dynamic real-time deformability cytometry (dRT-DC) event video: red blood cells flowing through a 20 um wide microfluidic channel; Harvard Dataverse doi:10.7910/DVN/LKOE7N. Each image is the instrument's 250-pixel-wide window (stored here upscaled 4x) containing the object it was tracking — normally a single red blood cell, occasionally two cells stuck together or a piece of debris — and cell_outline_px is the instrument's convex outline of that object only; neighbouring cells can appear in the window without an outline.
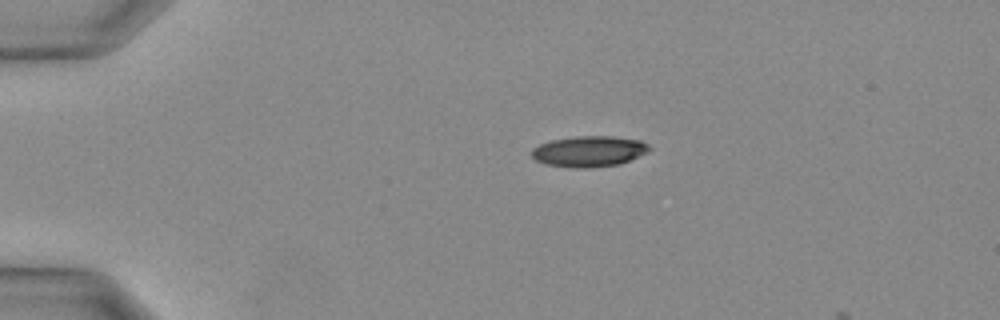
{"species": "Egyptian fruit bat (a non-hibernating species)", "species_latin": "Rousettus aegyptiacus", "temperature_condition": "warm", "stored_images_in_passage": 3, "camera_frame_rate_fps": 3000, "um_per_image_px": 0.085, "animal": {"sex": "female"}, "frame": {"image": 1, "passage_image": 1, "time_ms": 0.0, "image_size_px": [1000, 320], "cell_outline_px": [[652, 148], [648, 152], [620, 164], [584, 168], [572, 168], [544, 164], [536, 160], [532, 156], [532, 148], [540, 144], [552, 140], [576, 136], [612, 136], [640, 140], [648, 144]], "centroid_in_image_um": [50.07, 12.86], "position_along_channel_um": 34.9, "area_um2": 21.15}}